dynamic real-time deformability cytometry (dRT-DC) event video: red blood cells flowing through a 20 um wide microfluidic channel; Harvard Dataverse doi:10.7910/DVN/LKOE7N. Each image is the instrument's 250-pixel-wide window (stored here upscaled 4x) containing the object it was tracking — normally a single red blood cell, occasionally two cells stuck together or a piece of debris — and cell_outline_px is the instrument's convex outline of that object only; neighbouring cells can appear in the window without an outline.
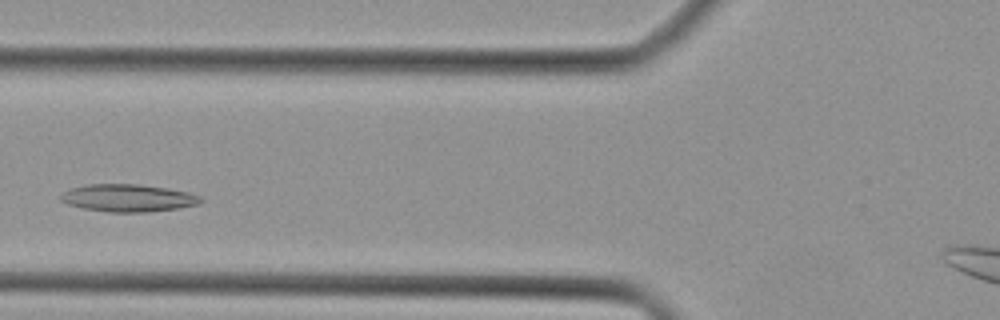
{"species": "Egyptian fruit bat (a non-hibernating species)", "species_latin": "Rousettus aegyptiacus", "temperature_condition": "cold", "stored_images_in_passage": 34, "camera_frame_rate_fps": 3000, "um_per_image_px": 0.085, "animal": {"sex": "female"}, "frame": {"image": 1, "passage_image": 6, "time_ms": 1.667, "image_size_px": [1000, 320], "cell_outline_px": [[204, 200], [200, 204], [180, 208], [148, 212], [108, 212], [84, 208], [68, 204], [60, 200], [60, 196], [64, 192], [72, 188], [88, 184], [140, 184], [168, 188], [188, 192], [200, 196]], "centroid_in_image_um": [10.94, 16.83], "position_along_channel_um": 114.9, "area_um2": 22.48}}
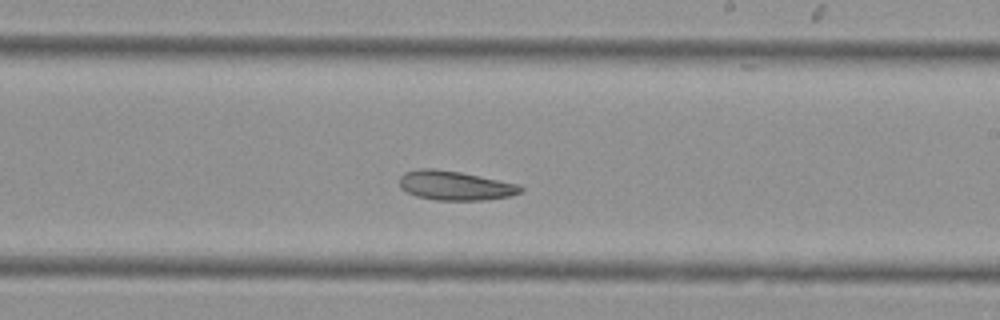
{"frame": {"image": 2, "passage_image": 15, "time_ms": 4.667, "image_size_px": [1000, 320], "cell_outline_px": [[524, 188], [520, 192], [508, 196], [484, 200], [436, 200], [416, 196], [400, 188], [400, 176], [404, 172], [420, 168], [436, 168], [460, 172], [520, 184]], "centroid_in_image_um": [38.66, 15.76], "position_along_channel_um": 250.3, "area_um2": 20.69}}
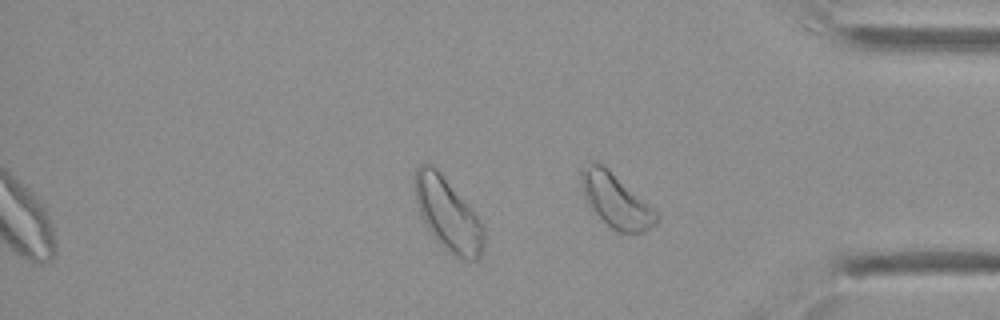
{"frame": {"image": 3, "passage_image": 34, "time_ms": 11.0, "image_size_px": [1000, 320], "cell_outline_px": [[660, 216], [656, 224], [644, 232], [620, 232], [612, 228], [588, 204], [584, 196], [580, 184], [580, 172], [588, 160], [600, 160], [652, 208]], "centroid_in_image_um": [52.3, 16.97], "position_along_channel_um": 382.9, "area_um2": 23.52}}